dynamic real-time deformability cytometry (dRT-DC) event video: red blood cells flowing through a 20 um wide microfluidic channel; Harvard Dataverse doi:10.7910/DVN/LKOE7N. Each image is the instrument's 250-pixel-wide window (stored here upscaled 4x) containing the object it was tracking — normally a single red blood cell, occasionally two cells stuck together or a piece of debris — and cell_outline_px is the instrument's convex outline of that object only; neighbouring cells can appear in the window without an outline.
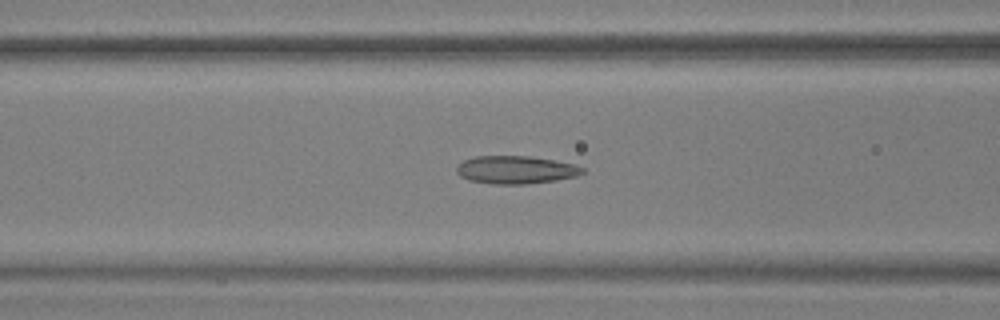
{"species": "common noctule bat (a hibernating species)", "species_latin": "Nyctalus noctula", "temperature_condition": "warm", "stored_images_in_passage": 55, "camera_frame_rate_fps": 3000, "um_per_image_px": 0.085, "animal": {"sex": "male", "body_mass_g": 17.9, "forearm_length_mm": 54.2}, "frame": {"image": 1, "passage_image": 23, "time_ms": 7.333, "image_size_px": [1000, 320], "cell_outline_px": [[584, 172], [576, 176], [556, 180], [524, 184], [492, 184], [468, 180], [460, 176], [456, 172], [456, 168], [464, 160], [476, 156], [528, 156], [576, 164], [584, 168]], "centroid_in_image_um": [43.83, 14.43], "position_along_channel_um": 122.8, "area_um2": 20.4}}
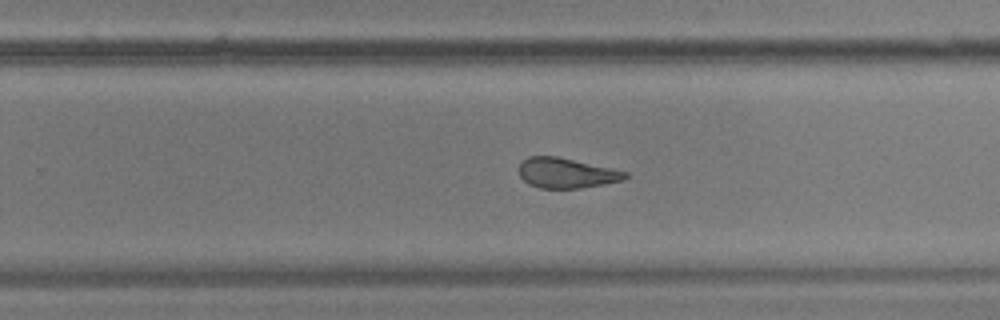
{"frame": {"image": 2, "passage_image": 36, "time_ms": 11.667, "image_size_px": [1000, 320], "cell_outline_px": [[628, 176], [624, 180], [604, 184], [580, 188], [540, 188], [528, 184], [520, 176], [520, 160], [528, 156], [556, 156], [612, 168], [628, 172]], "centroid_in_image_um": [48.14, 14.7], "position_along_channel_um": 281.7, "area_um2": 18.67}}
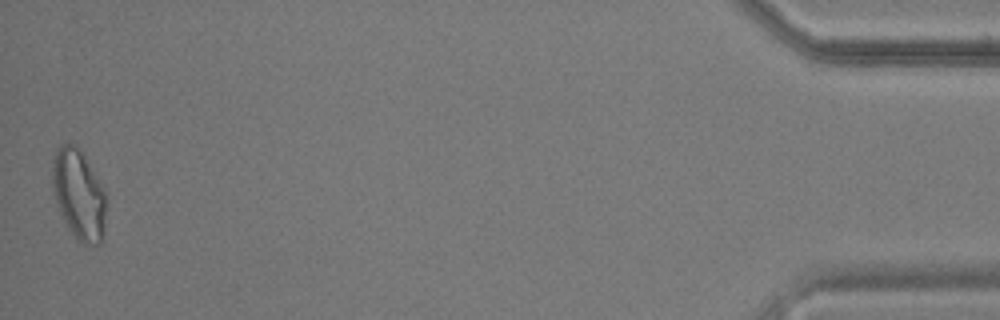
{"frame": {"image": 3, "passage_image": 55, "time_ms": 18.0, "image_size_px": [1000, 320], "cell_outline_px": [[104, 228], [100, 244], [84, 244], [76, 240], [68, 228], [60, 212], [52, 192], [52, 168], [56, 148], [60, 144], [72, 144], [80, 148], [104, 188]], "centroid_in_image_um": [6.66, 16.52], "position_along_channel_um": 428.5, "area_um2": 28.09}, "authors_computed_cell_mechanics": {"area_um2": 21.2126, "velocity_mm_per_s": 3.6706, "shape_relaxation_time_tau1_ms": null, "shape_relaxation_time_tau2_ms": 1.8506, "deformation_change_tau1": null, "deformation_change_tau2": 0.0893}}